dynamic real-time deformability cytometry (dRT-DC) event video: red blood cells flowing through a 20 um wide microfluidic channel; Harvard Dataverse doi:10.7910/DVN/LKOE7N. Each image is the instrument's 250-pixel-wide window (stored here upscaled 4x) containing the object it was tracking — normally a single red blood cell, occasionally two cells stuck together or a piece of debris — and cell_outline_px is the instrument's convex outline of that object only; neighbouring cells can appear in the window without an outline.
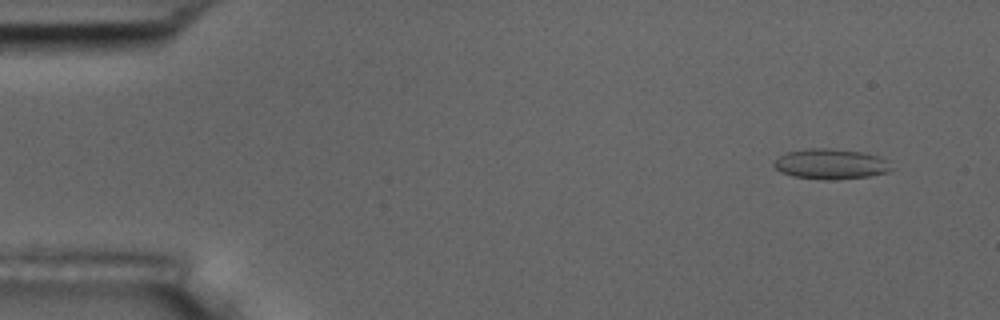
{"species": "common noctule bat (a hibernating species)", "species_latin": "Nyctalus noctula", "temperature_condition": "room temperature", "stored_images_in_passage": 5, "camera_frame_rate_fps": 3000, "um_per_image_px": 0.085, "animal": {"sex": "male", "body_mass_g": 17.5, "forearm_length_mm": 52.3}, "frame": {"image": 1, "passage_image": 1, "time_ms": 0.0, "image_size_px": [1000, 320], "cell_outline_px": [[892, 168], [888, 172], [868, 176], [828, 180], [824, 180], [792, 176], [780, 172], [772, 164], [780, 156], [788, 152], [808, 148], [828, 148], [860, 152], [876, 156], [884, 160]], "centroid_in_image_um": [70.55, 13.95], "position_along_channel_um": 14.4, "area_um2": 20.35}}
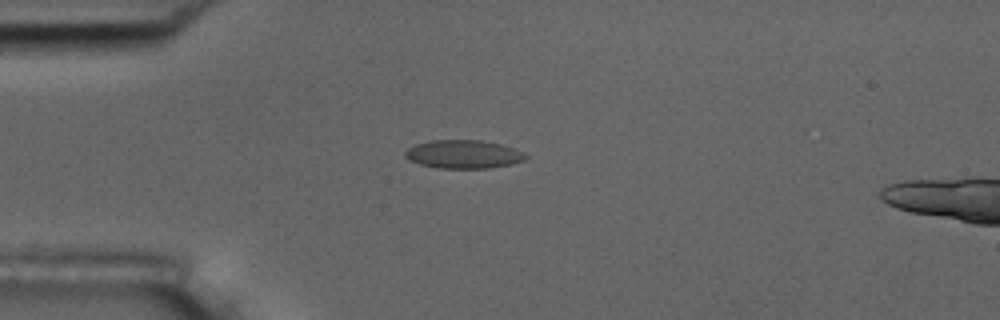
{"frame": {"image": 2, "passage_image": 4, "time_ms": 3.333, "image_size_px": [1000, 320], "cell_outline_px": [[528, 156], [524, 160], [512, 164], [488, 168], [440, 168], [420, 164], [408, 160], [404, 156], [404, 152], [408, 148], [416, 144], [432, 140], [480, 140], [500, 144], [512, 148]], "centroid_in_image_um": [39.35, 13.11], "position_along_channel_um": 45.6, "area_um2": 19.77}}
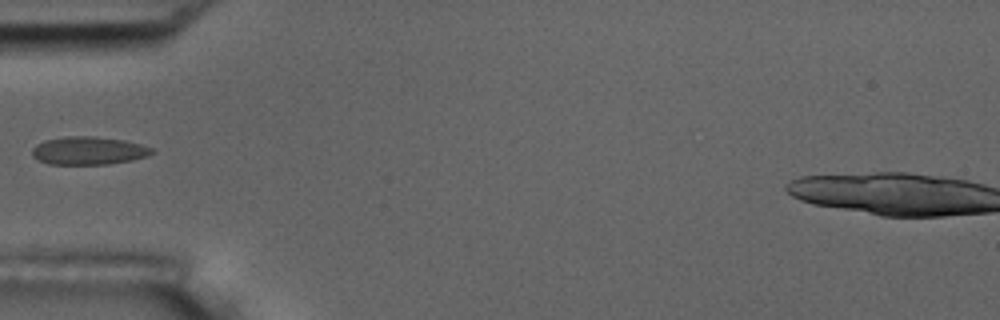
{"frame": {"image": 3, "passage_image": 5, "time_ms": 4.667, "image_size_px": [1000, 320], "cell_outline_px": [[156, 152], [148, 156], [132, 160], [108, 164], [48, 164], [32, 156], [32, 148], [36, 144], [44, 140], [64, 136], [92, 136], [124, 140], [140, 144], [152, 148]], "centroid_in_image_um": [7.53, 12.8], "position_along_channel_um": 77.5, "area_um2": 19.65}}